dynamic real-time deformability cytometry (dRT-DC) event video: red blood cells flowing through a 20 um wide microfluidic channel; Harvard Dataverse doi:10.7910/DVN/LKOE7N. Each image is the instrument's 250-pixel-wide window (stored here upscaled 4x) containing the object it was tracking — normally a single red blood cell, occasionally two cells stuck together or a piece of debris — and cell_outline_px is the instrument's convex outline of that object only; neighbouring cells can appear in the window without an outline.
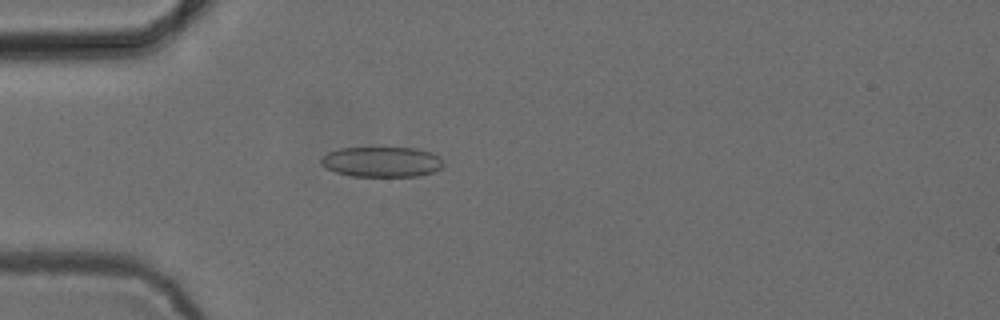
{"species": "common noctule bat (a hibernating species)", "species_latin": "Nyctalus noctula", "temperature_condition": "cold", "stored_images_in_passage": 52, "camera_frame_rate_fps": 3000, "um_per_image_px": 0.085, "animal": {"sex": "female", "body_mass_g": 24.6, "forearm_length_mm": 56.2}, "frame": {"image": 1, "passage_image": 15, "time_ms": 4.667, "image_size_px": [1000, 320], "cell_outline_px": [[444, 164], [440, 168], [432, 172], [416, 176], [352, 176], [336, 172], [320, 164], [320, 160], [328, 152], [340, 148], [416, 148], [432, 152], [440, 156], [444, 160]], "centroid_in_image_um": [32.48, 13.75], "position_along_channel_um": 52.5, "area_um2": 21.56}}
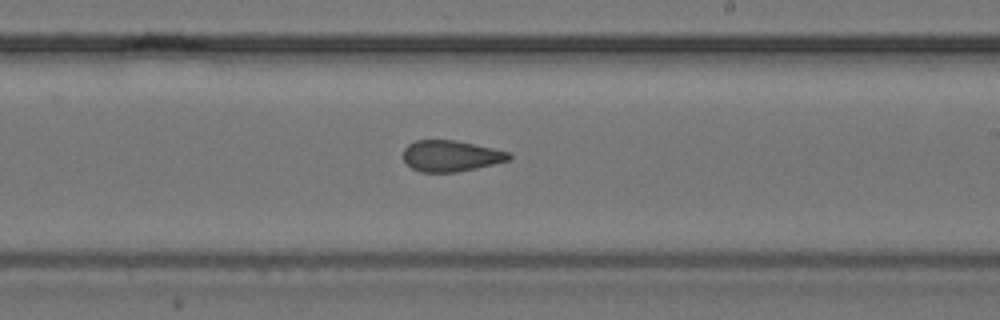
{"frame": {"image": 2, "passage_image": 31, "time_ms": 10.0, "image_size_px": [1000, 320], "cell_outline_px": [[512, 156], [508, 160], [476, 168], [456, 172], [420, 172], [412, 168], [404, 160], [404, 148], [408, 144], [416, 140], [456, 140], [492, 148], [508, 152]], "centroid_in_image_um": [38.29, 13.25], "position_along_channel_um": 250.7, "area_um2": 18.96}}
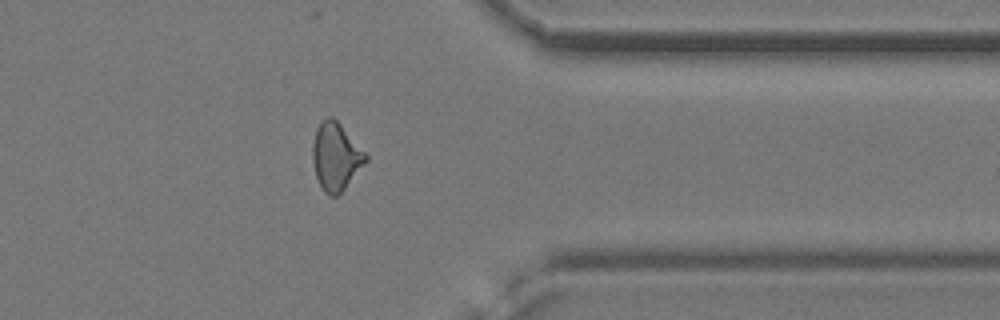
{"frame": {"image": 3, "passage_image": 42, "time_ms": 13.667, "image_size_px": [1000, 320], "cell_outline_px": [[368, 160], [344, 188], [336, 196], [328, 196], [324, 192], [316, 176], [312, 160], [312, 144], [316, 128], [328, 116], [332, 116], [340, 124], [368, 156]], "centroid_in_image_um": [28.52, 13.31], "position_along_channel_um": 382.9, "area_um2": 20.58}, "authors_computed_cell_mechanics": {"area_um2": 20.6924, "velocity_mm_per_s": 3.8933, "shape_relaxation_time_tau1_ms": null, "shape_relaxation_time_tau2_ms": 2.2982, "deformation_change_tau1": null, "deformation_change_tau2": 0.0928}}